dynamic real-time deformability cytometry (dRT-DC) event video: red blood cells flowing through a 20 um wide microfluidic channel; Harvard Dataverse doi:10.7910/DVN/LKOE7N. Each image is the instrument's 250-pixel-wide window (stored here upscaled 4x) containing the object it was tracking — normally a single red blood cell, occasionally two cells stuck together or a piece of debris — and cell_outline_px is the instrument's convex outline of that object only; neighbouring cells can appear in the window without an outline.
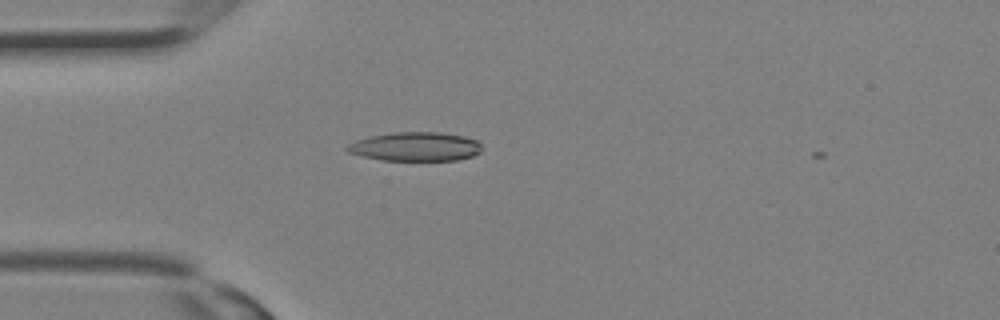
{"species": "Egyptian fruit bat (a non-hibernating species)", "species_latin": "Rousettus aegyptiacus", "temperature_condition": "room temperature", "stored_images_in_passage": 27, "camera_frame_rate_fps": 3000, "um_per_image_px": 0.085, "animal": {"sex": "female"}, "frame": {"image": 1, "passage_image": 8, "time_ms": 2.333, "image_size_px": [1000, 320], "cell_outline_px": [[480, 152], [472, 156], [456, 160], [384, 160], [364, 156], [348, 152], [344, 148], [348, 144], [356, 140], [372, 136], [392, 132], [440, 132], [464, 136], [476, 140], [480, 144]], "centroid_in_image_um": [35.31, 12.45], "position_along_channel_um": 49.7, "area_um2": 22.54}}
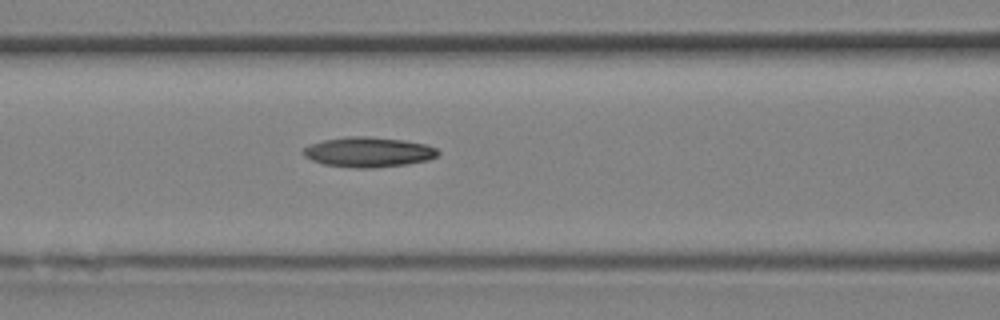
{"frame": {"image": 2, "passage_image": 12, "time_ms": 3.667, "image_size_px": [1000, 320], "cell_outline_px": [[440, 152], [436, 156], [428, 160], [408, 164], [376, 168], [352, 168], [324, 164], [312, 160], [304, 156], [300, 152], [308, 144], [324, 140], [348, 136], [368, 136], [404, 140], [428, 144], [436, 148]], "centroid_in_image_um": [31.31, 12.92], "position_along_channel_um": 135.3, "area_um2": 23.87}}
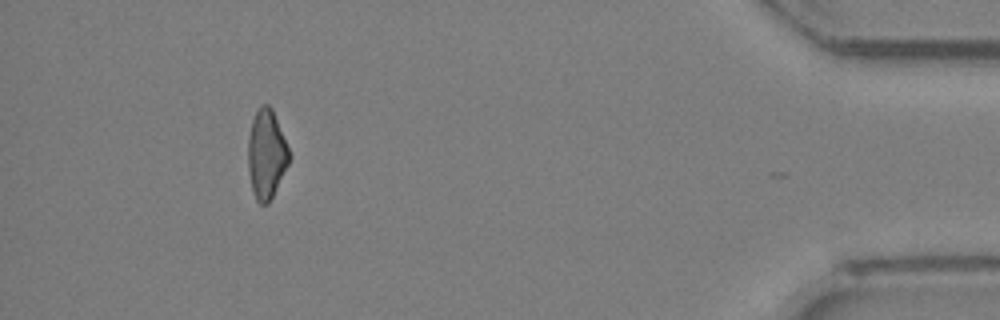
{"frame": {"image": 3, "passage_image": 26, "time_ms": 8.333, "image_size_px": [1000, 320], "cell_outline_px": [[292, 156], [268, 204], [260, 204], [256, 200], [252, 192], [248, 172], [248, 136], [252, 120], [256, 108], [260, 104], [268, 104], [272, 108]], "centroid_in_image_um": [22.63, 13.08], "position_along_channel_um": 412.6, "area_um2": 21.56}}